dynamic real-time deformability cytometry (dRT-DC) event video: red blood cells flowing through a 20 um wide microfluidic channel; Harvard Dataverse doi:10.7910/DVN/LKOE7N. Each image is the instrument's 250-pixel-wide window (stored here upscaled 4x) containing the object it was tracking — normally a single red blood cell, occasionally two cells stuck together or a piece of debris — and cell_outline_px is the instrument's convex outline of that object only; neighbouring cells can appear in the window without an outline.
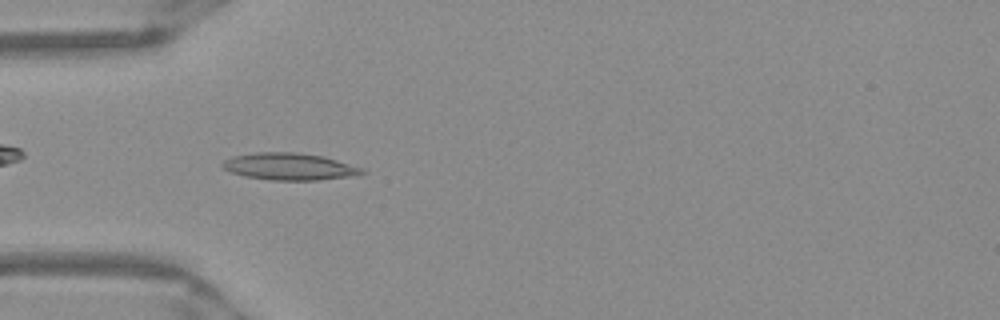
{"species": "Egyptian fruit bat (a non-hibernating species)", "species_latin": "Rousettus aegyptiacus", "temperature_condition": "warm", "stored_images_in_passage": 43, "camera_frame_rate_fps": 3000, "um_per_image_px": 0.085, "frame": {"image": 1, "passage_image": 12, "time_ms": 3.667, "image_size_px": [1000, 320], "cell_outline_px": [[368, 172], [360, 176], [320, 180], [268, 180], [244, 176], [232, 172], [224, 168], [220, 164], [224, 160], [232, 156], [256, 152], [296, 152], [324, 156], [364, 168]], "centroid_in_image_um": [24.68, 14.16], "position_along_channel_um": 60.3, "area_um2": 22.37}}
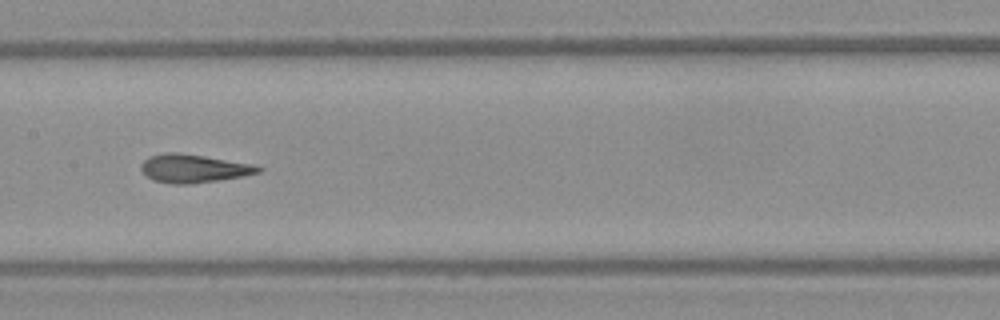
{"frame": {"image": 2, "passage_image": 22, "time_ms": 7.0, "image_size_px": [1000, 320], "cell_outline_px": [[264, 168], [260, 172], [244, 176], [220, 180], [188, 184], [172, 184], [152, 180], [140, 168], [140, 164], [148, 156], [164, 152], [176, 152], [204, 156], [252, 164]], "centroid_in_image_um": [16.44, 14.32], "position_along_channel_um": 191.0, "area_um2": 19.36}}
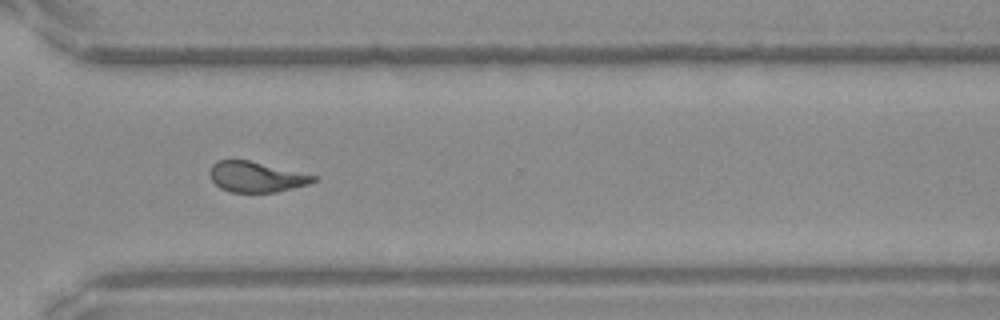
{"frame": {"image": 3, "passage_image": 34, "time_ms": 11.0, "image_size_px": [1000, 320], "cell_outline_px": [[316, 180], [308, 184], [276, 192], [232, 192], [220, 188], [208, 176], [208, 172], [212, 164], [216, 160], [248, 160], [316, 176]], "centroid_in_image_um": [21.71, 15.03], "position_along_channel_um": 348.9, "area_um2": 18.21}, "authors_computed_cell_mechanics": {"area_um2": 19.363, "velocity_mm_per_s": 3.9516, "shape_relaxation_time_tau1_ms": 7.3884, "shape_relaxation_time_tau2_ms": 1.0859, "deformation_change_tau1": 0.2221, "deformation_change_tau2": 0.0961}}